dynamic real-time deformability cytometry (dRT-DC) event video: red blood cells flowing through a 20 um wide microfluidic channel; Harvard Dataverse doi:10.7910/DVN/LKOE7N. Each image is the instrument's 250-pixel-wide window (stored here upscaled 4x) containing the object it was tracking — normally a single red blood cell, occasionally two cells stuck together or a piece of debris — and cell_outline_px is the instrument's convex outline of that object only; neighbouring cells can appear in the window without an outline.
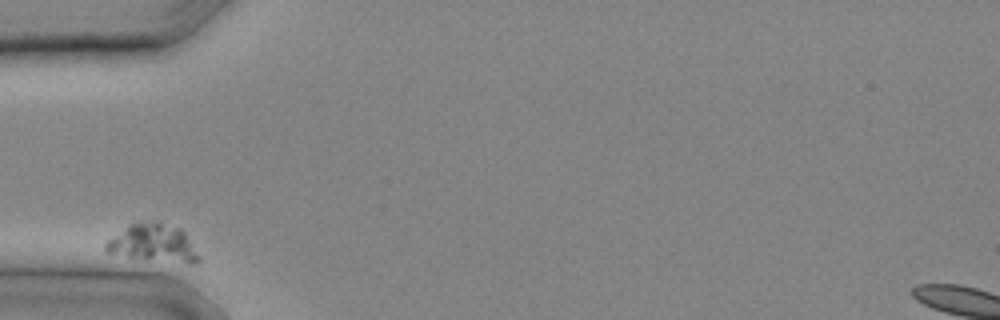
{"species": "common noctule bat (a hibernating species)", "species_latin": "Nyctalus noctula", "temperature_condition": "cold", "stored_images_in_passage": 16, "camera_frame_rate_fps": 3000, "um_per_image_px": 0.085, "animal": {"sex": "male", "body_mass_g": 20.4}, "frame": {"image": 1, "passage_image": 1, "time_ms": 0.0, "image_size_px": [1000, 320], "cell_outline_px": [[196, 260], [184, 260], [128, 256], [104, 252], [104, 244], [108, 240], [128, 224], [156, 220], [180, 228], [184, 232], [196, 256]], "centroid_in_image_um": [12.85, 20.55], "position_along_channel_um": 72.2, "area_um2": 18.9}}
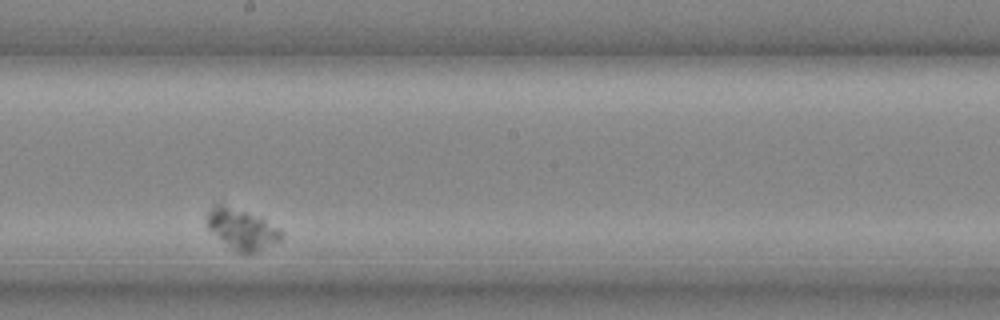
{"frame": {"image": 2, "passage_image": 9, "time_ms": 2.667, "image_size_px": [1000, 320], "cell_outline_px": [[284, 236], [280, 240], [256, 252], [240, 252], [208, 228], [204, 224], [208, 212], [216, 204], [220, 204], [244, 212], [264, 220], [280, 228], [284, 232]], "centroid_in_image_um": [20.58, 19.47], "position_along_channel_um": 227.6, "area_um2": 16.65}}
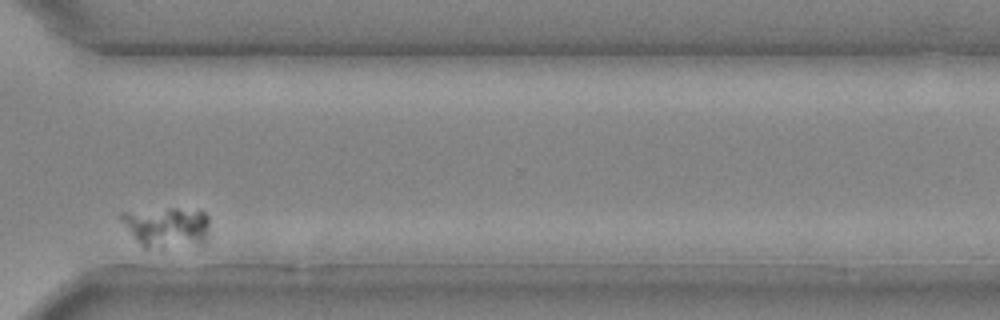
{"frame": {"image": 3, "passage_image": 15, "time_ms": 4.667, "image_size_px": [1000, 320], "cell_outline_px": [[208, 232], [204, 240], [200, 244], [160, 248], [144, 248], [136, 240], [116, 216], [120, 212], [168, 208], [200, 208], [208, 216]], "centroid_in_image_um": [14.15, 19.27], "position_along_channel_um": 356.5, "area_um2": 21.27}}